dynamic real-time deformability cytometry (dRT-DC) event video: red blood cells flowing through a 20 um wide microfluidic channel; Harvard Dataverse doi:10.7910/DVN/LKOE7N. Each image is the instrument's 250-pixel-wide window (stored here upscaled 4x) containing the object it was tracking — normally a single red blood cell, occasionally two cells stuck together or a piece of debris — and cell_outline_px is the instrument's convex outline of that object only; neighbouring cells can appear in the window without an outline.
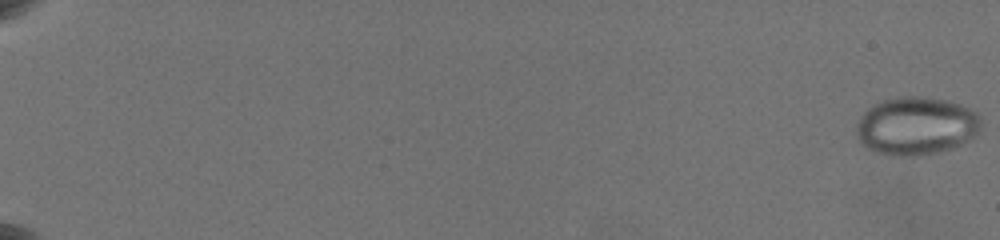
{"species": "common noctule bat (a hibernating species)", "species_latin": "Nyctalus noctula", "temperature_condition": "warm", "stored_images_in_passage": 60, "camera_frame_rate_fps": 3000, "um_per_image_px": 0.085, "animal": {"sex": "female", "body_mass_g": 19.5, "forearm_length_mm": 54.1}, "frame": {"image": 1, "passage_image": 1, "time_ms": 0.0, "image_size_px": [1000, 240], "cell_outline_px": [[980, 128], [972, 136], [960, 144], [952, 148], [936, 152], [912, 156], [892, 156], [876, 152], [868, 148], [856, 136], [856, 128], [864, 112], [868, 108], [884, 100], [900, 96], [916, 96], [944, 100], [960, 104], [976, 112], [980, 120]], "centroid_in_image_um": [77.85, 10.7], "position_along_channel_um": 7.1, "area_um2": 41.56}}
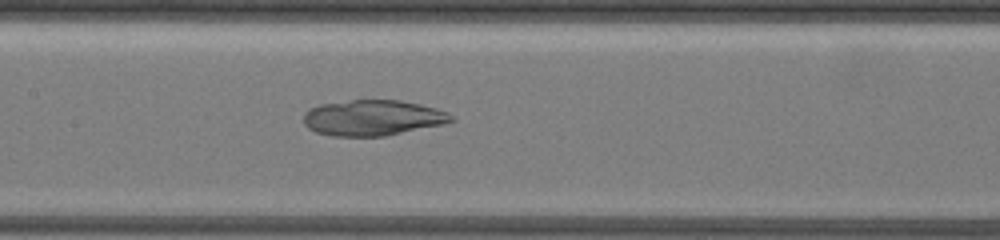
{"frame": {"image": 2, "passage_image": 34, "time_ms": 11.333, "image_size_px": [1000, 240], "cell_outline_px": [[456, 120], [444, 124], [384, 136], [332, 136], [316, 132], [308, 128], [304, 124], [304, 112], [308, 108], [320, 104], [352, 100], [400, 100], [420, 104], [436, 108], [448, 112]], "centroid_in_image_um": [31.67, 10.01], "position_along_channel_um": 175.7, "area_um2": 30.81}}
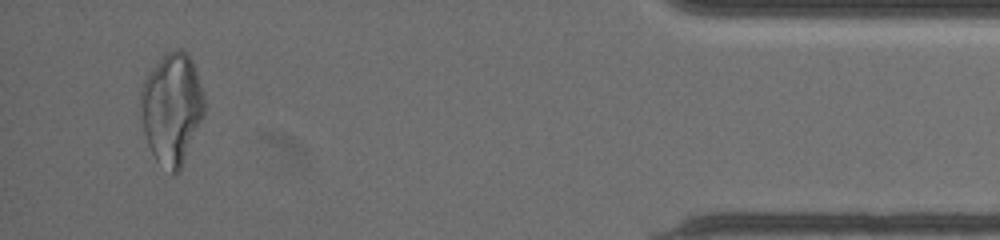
{"frame": {"image": 3, "passage_image": 58, "time_ms": 19.667, "image_size_px": [1000, 240], "cell_outline_px": [[204, 116], [180, 168], [172, 176], [156, 160], [148, 144], [144, 132], [140, 112], [140, 88], [144, 80], [156, 64], [168, 52], [180, 48], [192, 60], [204, 92]], "centroid_in_image_um": [14.6, 9.23], "position_along_channel_um": 420.6, "area_um2": 40.98}}